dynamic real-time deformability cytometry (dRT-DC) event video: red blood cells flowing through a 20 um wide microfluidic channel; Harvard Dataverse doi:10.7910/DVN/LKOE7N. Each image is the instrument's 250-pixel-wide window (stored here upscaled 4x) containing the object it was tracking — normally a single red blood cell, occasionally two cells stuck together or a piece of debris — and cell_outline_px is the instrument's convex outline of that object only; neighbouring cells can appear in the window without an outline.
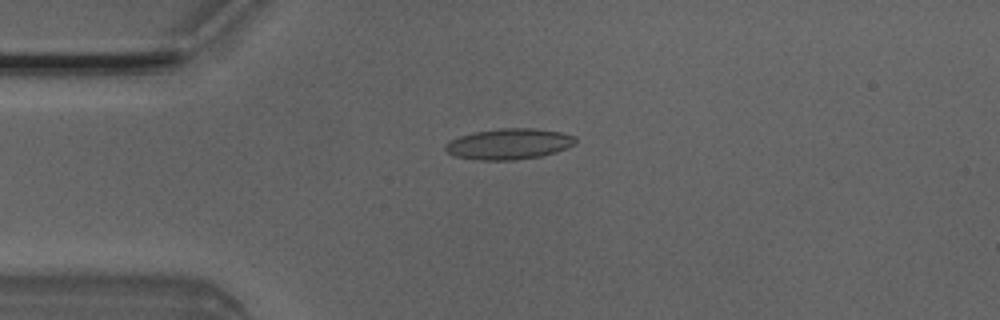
{"species": "Egyptian fruit bat (a non-hibernating species)", "species_latin": "Rousettus aegyptiacus", "temperature_condition": "room temperature", "stored_images_in_passage": 7, "camera_frame_rate_fps": 3000, "um_per_image_px": 0.085, "animal": {"sex": "male"}, "frame": {"image": 1, "passage_image": 4, "time_ms": 1.0, "image_size_px": [1000, 320], "cell_outline_px": [[576, 144], [556, 152], [540, 156], [516, 160], [476, 160], [452, 156], [444, 148], [444, 144], [460, 136], [476, 132], [500, 128], [536, 128], [560, 132], [572, 136], [576, 140]], "centroid_in_image_um": [43.24, 12.24], "position_along_channel_um": 41.8, "area_um2": 23.35}}